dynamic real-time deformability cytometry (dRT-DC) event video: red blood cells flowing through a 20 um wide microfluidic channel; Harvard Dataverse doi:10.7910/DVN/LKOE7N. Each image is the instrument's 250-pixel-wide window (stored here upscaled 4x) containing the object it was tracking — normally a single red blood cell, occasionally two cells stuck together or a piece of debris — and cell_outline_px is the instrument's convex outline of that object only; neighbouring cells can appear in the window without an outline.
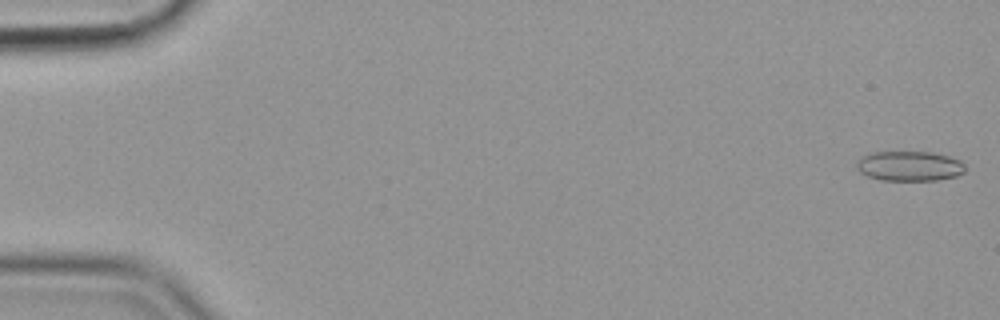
{"species": "common noctule bat (a hibernating species)", "species_latin": "Nyctalus noctula", "temperature_condition": "cold", "stored_images_in_passage": 17, "camera_frame_rate_fps": 3000, "um_per_image_px": 0.085, "animal": {"sex": "female", "body_mass_g": 19.9}, "frame": {"image": 1, "passage_image": 1, "time_ms": 0.0, "image_size_px": [1000, 320], "cell_outline_px": [[964, 172], [956, 176], [936, 180], [880, 180], [868, 176], [860, 172], [856, 168], [856, 160], [872, 152], [932, 152], [948, 156], [960, 160], [964, 164]], "centroid_in_image_um": [77.29, 14.11], "position_along_channel_um": 7.7, "area_um2": 18.9}}
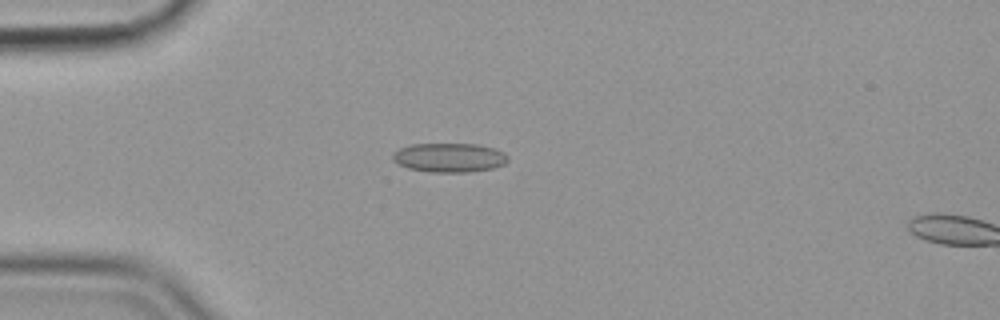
{"frame": {"image": 2, "passage_image": 15, "time_ms": 4.667, "image_size_px": [1000, 320], "cell_outline_px": [[508, 160], [504, 164], [492, 168], [468, 172], [432, 172], [408, 168], [392, 160], [392, 152], [400, 148], [412, 144], [476, 144], [496, 148], [504, 152], [508, 156]], "centroid_in_image_um": [38.2, 13.39], "position_along_channel_um": 46.8, "area_um2": 19.59}}